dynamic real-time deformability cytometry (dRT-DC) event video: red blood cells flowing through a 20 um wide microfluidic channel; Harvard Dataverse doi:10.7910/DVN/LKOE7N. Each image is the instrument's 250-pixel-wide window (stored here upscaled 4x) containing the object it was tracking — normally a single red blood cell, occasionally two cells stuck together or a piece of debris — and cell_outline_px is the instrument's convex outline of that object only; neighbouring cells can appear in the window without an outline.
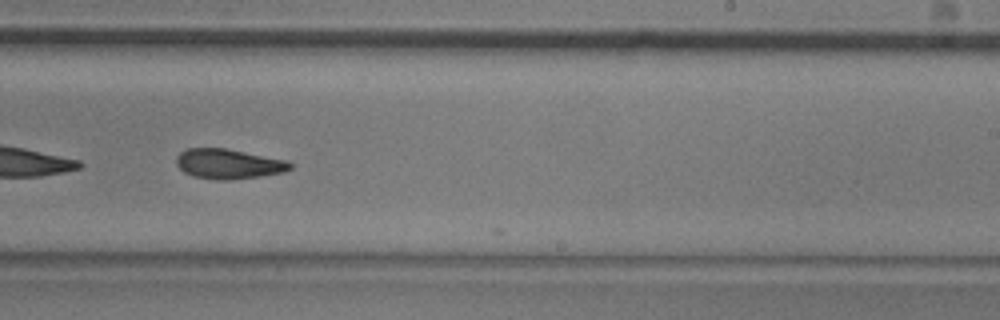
{"species": "common noctule bat (a hibernating species)", "species_latin": "Nyctalus noctula", "temperature_condition": "room temperature", "stored_images_in_passage": 38, "camera_frame_rate_fps": 3000, "um_per_image_px": 0.085, "animal": {"sex": "male", "body_mass_g": 20.5, "forearm_length_mm": 52.5}, "frame": {"image": 1, "passage_image": 33, "time_ms": 10.667, "image_size_px": [1000, 320], "cell_outline_px": [[292, 168], [284, 172], [260, 176], [228, 180], [220, 180], [192, 176], [184, 172], [176, 164], [176, 156], [184, 148], [224, 148], [288, 160], [292, 164]], "centroid_in_image_um": [19.41, 13.92], "position_along_channel_um": 269.6, "area_um2": 19.88}}